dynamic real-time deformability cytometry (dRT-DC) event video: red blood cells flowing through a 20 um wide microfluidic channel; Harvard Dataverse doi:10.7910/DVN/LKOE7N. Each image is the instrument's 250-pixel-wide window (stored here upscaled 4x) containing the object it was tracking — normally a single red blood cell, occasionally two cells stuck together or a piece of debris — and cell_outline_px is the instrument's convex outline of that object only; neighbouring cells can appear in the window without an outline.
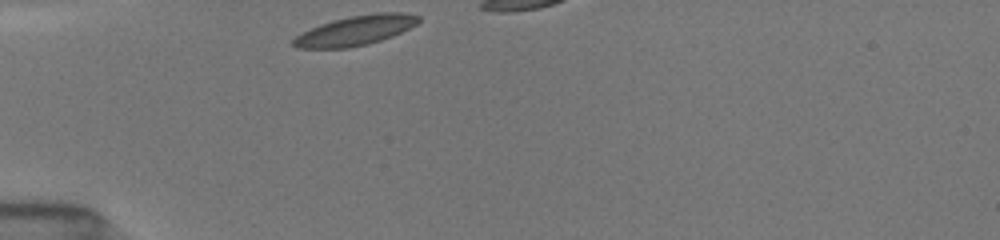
{"species": "common noctule bat (a hibernating species)", "species_latin": "Nyctalus noctula", "temperature_condition": "room temperature", "stored_images_in_passage": 23, "camera_frame_rate_fps": 3000, "um_per_image_px": 0.085, "animal": {"sex": "female", "body_mass_g": 19.5, "forearm_length_mm": 54.1}, "frame": {"image": 1, "passage_image": 1, "time_ms": 0.0, "image_size_px": [1000, 240], "cell_outline_px": [[420, 20], [416, 24], [392, 36], [368, 44], [348, 48], [296, 48], [292, 44], [292, 40], [296, 36], [320, 24], [332, 20], [352, 16], [376, 12], [400, 12], [420, 16]], "centroid_in_image_um": [30.21, 2.59], "position_along_channel_um": 54.8, "area_um2": 21.44}}